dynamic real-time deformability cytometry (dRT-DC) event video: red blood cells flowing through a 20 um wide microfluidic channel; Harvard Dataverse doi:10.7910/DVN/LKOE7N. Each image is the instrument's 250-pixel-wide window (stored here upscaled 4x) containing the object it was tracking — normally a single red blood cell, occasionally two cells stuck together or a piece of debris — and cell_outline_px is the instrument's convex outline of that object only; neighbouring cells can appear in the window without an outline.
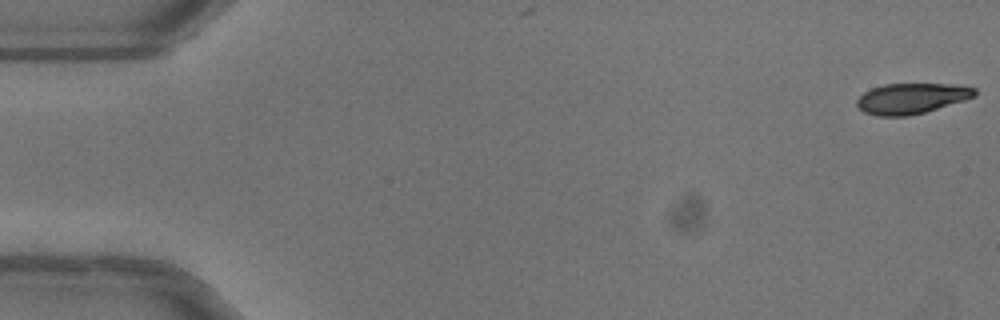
{"species": "common noctule bat (a hibernating species)", "species_latin": "Nyctalus noctula", "temperature_condition": "warm", "stored_images_in_passage": 6, "camera_frame_rate_fps": 3000, "um_per_image_px": 0.085, "animal": {"sex": "female"}, "frame": {"image": 1, "passage_image": 1, "time_ms": 0.0, "image_size_px": [1000, 320], "cell_outline_px": [[976, 96], [964, 100], [924, 112], [908, 116], [876, 116], [864, 112], [856, 104], [856, 100], [864, 92], [872, 88], [884, 84], [948, 84], [976, 88]], "centroid_in_image_um": [77.45, 8.37], "position_along_channel_um": 7.6, "area_um2": 20.81}}